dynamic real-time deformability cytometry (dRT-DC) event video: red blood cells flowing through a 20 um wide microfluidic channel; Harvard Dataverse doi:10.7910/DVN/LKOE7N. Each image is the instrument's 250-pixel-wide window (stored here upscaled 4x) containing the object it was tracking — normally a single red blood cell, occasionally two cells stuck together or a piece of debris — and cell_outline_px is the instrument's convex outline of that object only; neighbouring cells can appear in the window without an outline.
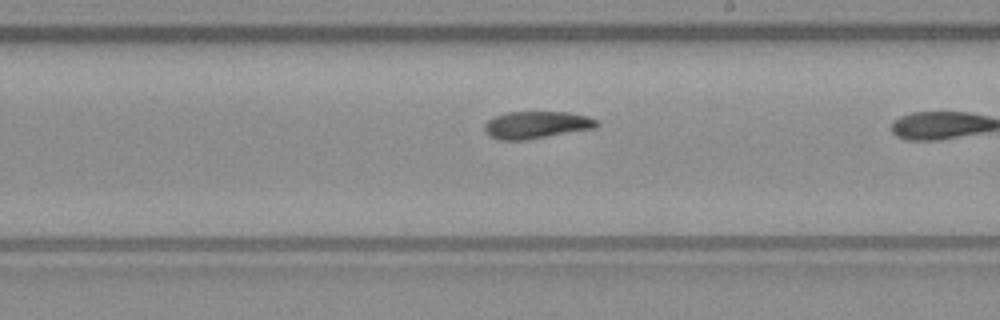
{"species": "common noctule bat (a hibernating species)", "species_latin": "Nyctalus noctula", "temperature_condition": "warm", "stored_images_in_passage": 11, "camera_frame_rate_fps": 3000, "um_per_image_px": 0.085, "animal": {"sex": "male", "body_mass_g": 23.1, "forearm_length_mm": 52.7}, "frame": {"image": 1, "passage_image": 10, "time_ms": 3.0, "image_size_px": [1000, 320], "cell_outline_px": [[600, 124], [596, 128], [528, 140], [500, 140], [488, 136], [484, 132], [484, 124], [488, 120], [496, 116], [508, 112], [568, 112], [588, 116], [596, 120]], "centroid_in_image_um": [45.6, 10.63], "position_along_channel_um": 243.4, "area_um2": 18.03}}